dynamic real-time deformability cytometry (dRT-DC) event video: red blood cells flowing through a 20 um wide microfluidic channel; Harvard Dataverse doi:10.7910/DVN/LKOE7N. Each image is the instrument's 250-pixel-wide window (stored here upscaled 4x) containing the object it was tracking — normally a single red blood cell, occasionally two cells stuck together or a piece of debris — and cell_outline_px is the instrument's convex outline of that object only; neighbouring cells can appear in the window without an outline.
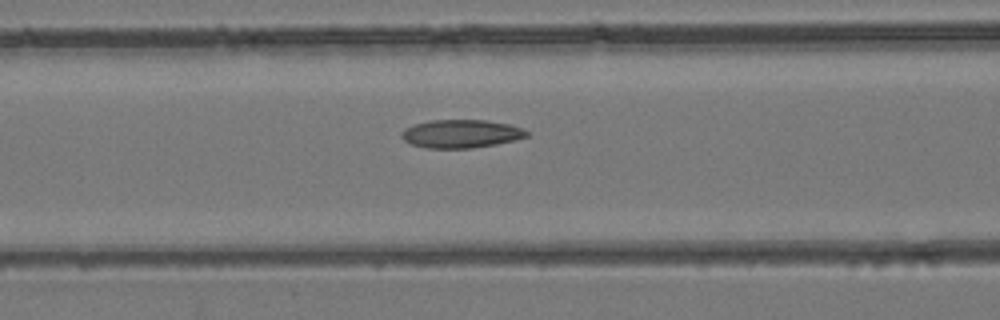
{"species": "common noctule bat (a hibernating species)", "species_latin": "Nyctalus noctula", "temperature_condition": "room temperature", "stored_images_in_passage": 45, "camera_frame_rate_fps": 3000, "um_per_image_px": 0.085, "animal": {"sex": "female", "body_mass_g": 24.6, "forearm_length_mm": 56.2}, "frame": {"image": 1, "passage_image": 19, "time_ms": 6.0, "image_size_px": [1000, 320], "cell_outline_px": [[528, 136], [516, 140], [496, 144], [472, 148], [424, 148], [412, 144], [404, 140], [400, 136], [400, 132], [404, 128], [416, 124], [432, 120], [488, 120], [508, 124], [524, 128], [528, 132]], "centroid_in_image_um": [39.19, 11.37], "position_along_channel_um": 127.4, "area_um2": 20.69}}
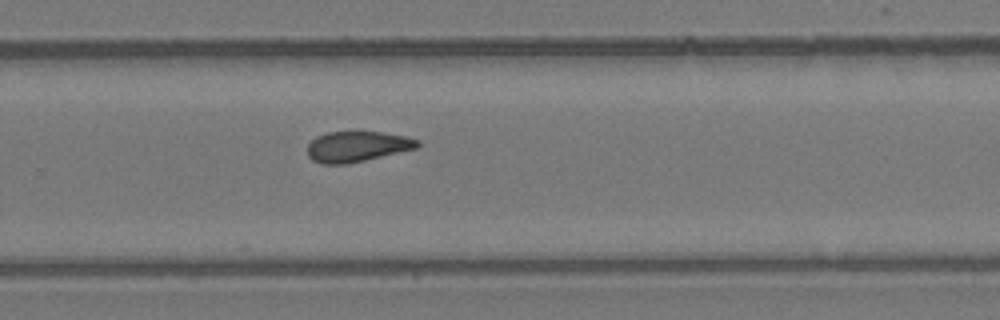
{"frame": {"image": 2, "passage_image": 30, "time_ms": 9.667, "image_size_px": [1000, 320], "cell_outline_px": [[420, 144], [416, 148], [348, 164], [320, 164], [312, 160], [308, 156], [308, 144], [316, 136], [328, 132], [384, 132], [404, 136], [420, 140]], "centroid_in_image_um": [30.33, 12.46], "position_along_channel_um": 299.5, "area_um2": 19.54}}
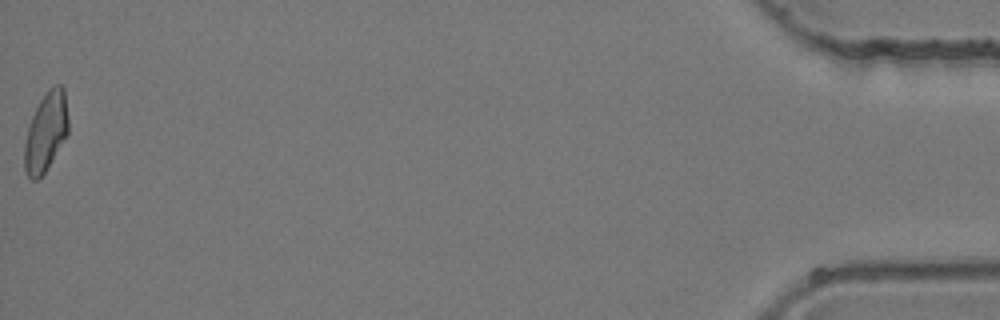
{"frame": {"image": 3, "passage_image": 45, "time_ms": 14.667, "image_size_px": [1000, 320], "cell_outline_px": [[68, 132], [44, 172], [36, 180], [32, 180], [28, 176], [24, 168], [24, 144], [28, 128], [32, 116], [40, 100], [48, 88], [56, 84], [60, 84], [64, 88], [68, 116]], "centroid_in_image_um": [3.89, 11.17], "position_along_channel_um": 431.3, "area_um2": 19.88}}